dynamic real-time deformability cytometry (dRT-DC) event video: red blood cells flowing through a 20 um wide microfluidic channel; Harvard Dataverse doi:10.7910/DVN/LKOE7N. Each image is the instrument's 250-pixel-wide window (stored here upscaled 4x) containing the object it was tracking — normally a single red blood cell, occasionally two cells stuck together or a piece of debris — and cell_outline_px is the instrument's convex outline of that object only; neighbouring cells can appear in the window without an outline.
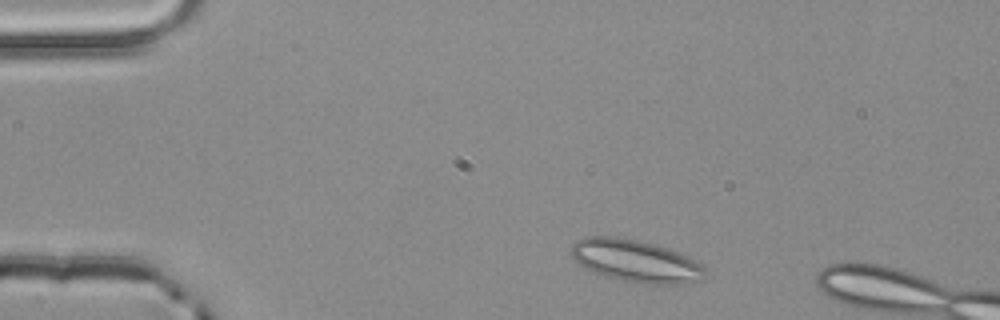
{"species": "common noctule bat (a hibernating species)", "species_latin": "Nyctalus noctula", "temperature_condition": "room temperature", "stored_images_in_passage": 3, "camera_frame_rate_fps": 3000, "um_per_image_px": 0.085, "animal": {"sex": "male", "body_mass_g": 20.4}, "frame": {"image": 1, "passage_image": 1, "time_ms": 0.0, "image_size_px": [1000, 320], "cell_outline_px": [[704, 280], [684, 284], [640, 284], [620, 280], [604, 276], [580, 264], [572, 256], [572, 244], [576, 240], [584, 236], [616, 236], [636, 240], [668, 248], [700, 264], [704, 268]], "centroid_in_image_um": [54.02, 22.19], "position_along_channel_um": 31.0, "area_um2": 32.77}}